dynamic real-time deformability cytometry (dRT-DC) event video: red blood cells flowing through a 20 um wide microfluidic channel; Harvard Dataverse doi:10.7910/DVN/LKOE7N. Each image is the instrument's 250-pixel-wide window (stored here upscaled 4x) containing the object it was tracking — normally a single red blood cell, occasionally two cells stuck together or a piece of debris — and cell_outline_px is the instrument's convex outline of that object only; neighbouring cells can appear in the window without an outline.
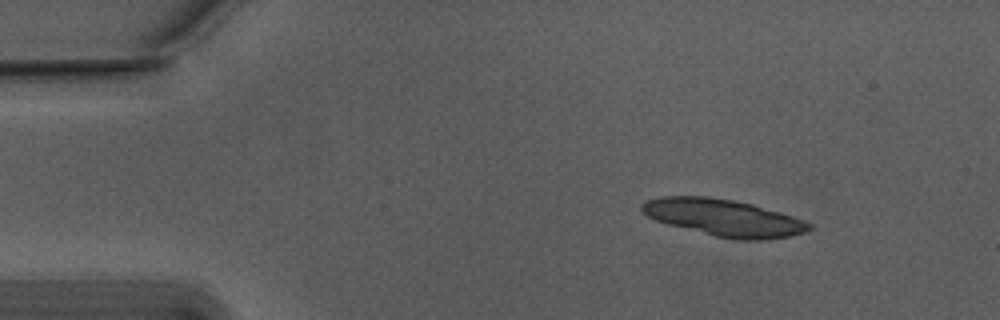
{"species": "Egyptian fruit bat (a non-hibernating species)", "species_latin": "Rousettus aegyptiacus", "temperature_condition": "warm", "stored_images_in_passage": 22, "segment_of_instrument_passage": [1, 2], "camera_frame_rate_fps": 3000, "um_per_image_px": 0.085, "animal": {"sex": "male"}, "frame": {"image": 1, "passage_image": 1, "time_ms": 0.0, "image_size_px": [1000, 320], "cell_outline_px": [[812, 228], [804, 232], [788, 236], [760, 240], [736, 240], [716, 236], [668, 224], [656, 220], [648, 216], [640, 208], [640, 204], [648, 200], [660, 196], [708, 196], [732, 200], [752, 204], [792, 216], [804, 220], [812, 224]], "centroid_in_image_um": [61.5, 18.5], "position_along_channel_um": 23.5, "area_um2": 35.6}}